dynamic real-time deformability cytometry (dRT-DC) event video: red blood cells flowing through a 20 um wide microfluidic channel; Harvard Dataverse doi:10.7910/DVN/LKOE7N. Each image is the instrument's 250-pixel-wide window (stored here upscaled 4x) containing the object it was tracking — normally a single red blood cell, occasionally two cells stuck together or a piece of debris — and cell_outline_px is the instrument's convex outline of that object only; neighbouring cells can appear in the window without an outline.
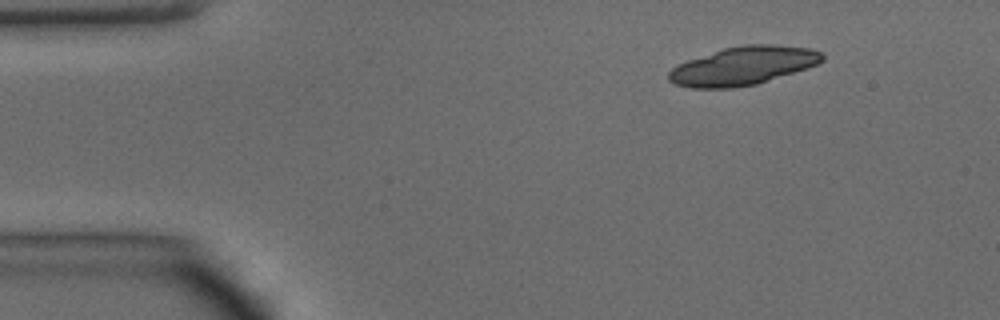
{"species": "common noctule bat (a hibernating species)", "species_latin": "Nyctalus noctula", "temperature_condition": "warm", "stored_images_in_passage": 42, "camera_frame_rate_fps": 3000, "um_per_image_px": 0.085, "animal": {"sex": "male", "body_mass_g": 15.6}, "frame": {"image": 1, "passage_image": 1, "time_ms": 0.0, "image_size_px": [1000, 320], "cell_outline_px": [[824, 60], [808, 68], [756, 84], [732, 88], [688, 88], [676, 84], [668, 80], [668, 72], [672, 68], [688, 60], [724, 48], [744, 44], [772, 44], [812, 48], [820, 52], [824, 56]], "centroid_in_image_um": [63.17, 5.59], "position_along_channel_um": 21.8, "area_um2": 34.28}, "authors_computed_cell_mechanics": {"area_um2": 27.5706, "velocity_mm_per_s": 4.1995, "shape_relaxation_time_tau1_ms": 0.6136, "shape_relaxation_time_tau2_ms": 3.3978, "deformation_change_tau1": 0.2498, "deformation_change_tau2": 0.0954}}